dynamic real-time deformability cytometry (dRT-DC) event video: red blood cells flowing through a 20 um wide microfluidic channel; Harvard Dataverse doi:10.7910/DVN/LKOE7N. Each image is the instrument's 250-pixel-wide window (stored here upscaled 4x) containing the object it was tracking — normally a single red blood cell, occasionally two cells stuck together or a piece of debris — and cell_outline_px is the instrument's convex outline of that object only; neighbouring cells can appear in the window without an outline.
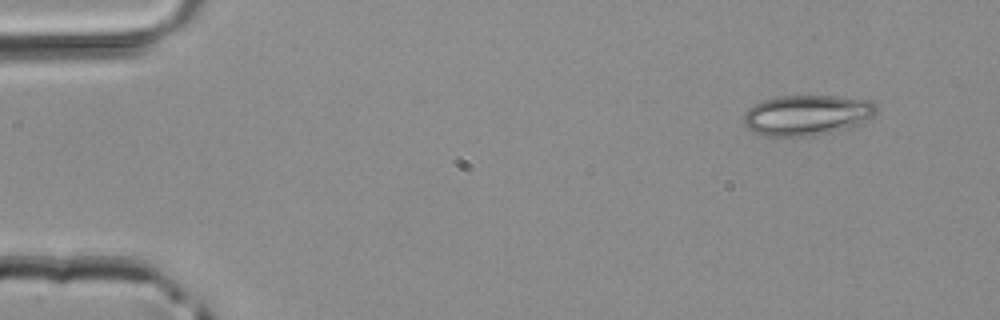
{"species": "common noctule bat (a hibernating species)", "species_latin": "Nyctalus noctula", "temperature_condition": "room temperature", "stored_images_in_passage": 3, "camera_frame_rate_fps": 3000, "um_per_image_px": 0.085, "animal": {"sex": "male", "body_mass_g": 20.4}, "frame": {"image": 1, "passage_image": 1, "time_ms": 0.0, "image_size_px": [1000, 320], "cell_outline_px": [[876, 112], [864, 124], [852, 128], [812, 136], [764, 136], [748, 128], [744, 124], [744, 116], [748, 108], [752, 104], [776, 96], [836, 96], [872, 100], [876, 104]], "centroid_in_image_um": [68.63, 9.79], "position_along_channel_um": 16.4, "area_um2": 31.67}}